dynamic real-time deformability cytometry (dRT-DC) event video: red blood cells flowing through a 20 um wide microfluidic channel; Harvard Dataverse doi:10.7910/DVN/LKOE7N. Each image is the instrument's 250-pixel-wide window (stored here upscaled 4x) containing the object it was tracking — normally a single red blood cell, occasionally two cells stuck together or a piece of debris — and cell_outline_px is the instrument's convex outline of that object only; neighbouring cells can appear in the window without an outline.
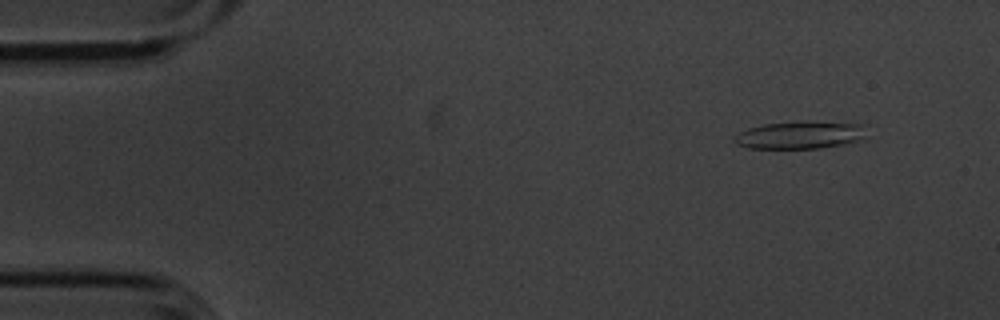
{"species": "common noctule bat (a hibernating species)", "species_latin": "Nyctalus noctula", "temperature_condition": "cold", "stored_images_in_passage": 5, "camera_frame_rate_fps": 3000, "um_per_image_px": 0.085, "animal": {"sex": "male", "body_mass_g": 20.1, "forearm_length_mm": 53.5}, "frame": {"image": 1, "passage_image": 2, "time_ms": 0.333, "image_size_px": [1000, 320], "cell_outline_px": [[864, 136], [860, 140], [844, 144], [820, 148], [748, 148], [736, 144], [732, 140], [732, 136], [748, 128], [764, 124], [808, 120], [860, 124]], "centroid_in_image_um": [67.92, 11.47], "position_along_channel_um": 17.1, "area_um2": 21.27}}